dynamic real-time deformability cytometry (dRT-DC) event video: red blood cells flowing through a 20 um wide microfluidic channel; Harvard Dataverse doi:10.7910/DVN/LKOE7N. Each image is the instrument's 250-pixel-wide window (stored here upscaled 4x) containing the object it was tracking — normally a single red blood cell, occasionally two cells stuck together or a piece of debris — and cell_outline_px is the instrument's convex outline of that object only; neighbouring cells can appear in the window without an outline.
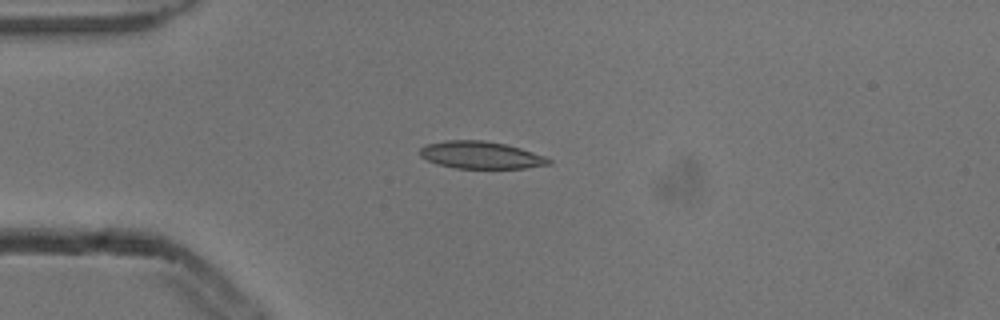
{"species": "common noctule bat (a hibernating species)", "species_latin": "Nyctalus noctula", "temperature_condition": "cold", "stored_images_in_passage": 4, "camera_frame_rate_fps": 3000, "um_per_image_px": 0.085, "animal": {"sex": "male", "body_mass_g": 13.3}, "frame": {"image": 1, "passage_image": 4, "time_ms": 1.0, "image_size_px": [1000, 320], "cell_outline_px": [[552, 164], [528, 168], [456, 168], [436, 164], [420, 156], [420, 148], [428, 144], [444, 140], [484, 140], [504, 144], [520, 148], [544, 156], [552, 160]], "centroid_in_image_um": [40.88, 13.18], "position_along_channel_um": 44.1, "area_um2": 20.46}}